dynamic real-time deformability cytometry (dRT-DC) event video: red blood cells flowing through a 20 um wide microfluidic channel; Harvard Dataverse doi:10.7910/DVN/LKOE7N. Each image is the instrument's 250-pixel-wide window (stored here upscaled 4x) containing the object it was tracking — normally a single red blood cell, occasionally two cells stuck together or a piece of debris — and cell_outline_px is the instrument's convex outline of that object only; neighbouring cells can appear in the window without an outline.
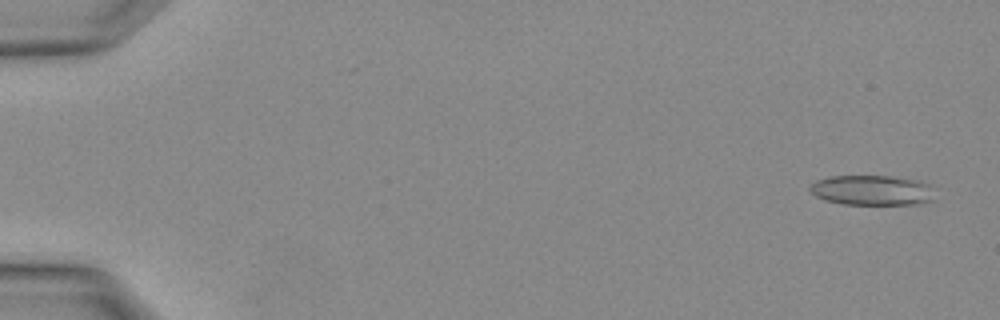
{"species": "Egyptian fruit bat (a non-hibernating species)", "species_latin": "Rousettus aegyptiacus", "temperature_condition": "warm", "stored_images_in_passage": 4, "camera_frame_rate_fps": 3000, "um_per_image_px": 0.085, "animal": {"sex": "female"}, "frame": {"image": 1, "passage_image": 1, "time_ms": 0.0, "image_size_px": [1000, 320], "cell_outline_px": [[936, 200], [920, 204], [844, 204], [824, 200], [816, 196], [808, 188], [816, 180], [832, 176], [888, 176], [916, 180], [932, 184]], "centroid_in_image_um": [74.19, 16.18], "position_along_channel_um": 10.8, "area_um2": 22.08}}